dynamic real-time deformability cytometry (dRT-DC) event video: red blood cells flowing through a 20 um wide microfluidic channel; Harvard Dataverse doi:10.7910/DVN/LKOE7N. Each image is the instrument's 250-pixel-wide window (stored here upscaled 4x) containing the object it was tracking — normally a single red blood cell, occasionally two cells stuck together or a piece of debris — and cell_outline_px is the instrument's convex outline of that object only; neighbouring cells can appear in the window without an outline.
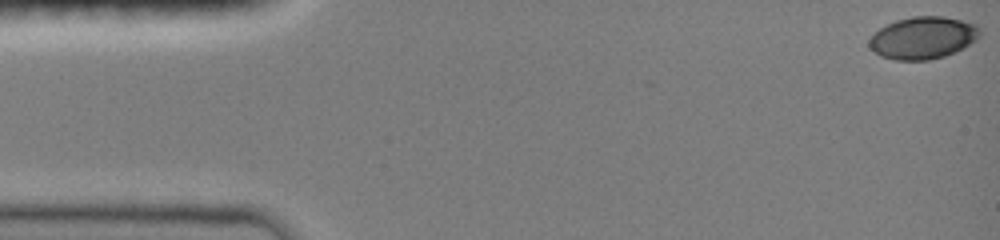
{"species": "common noctule bat (a hibernating species)", "species_latin": "Nyctalus noctula", "temperature_condition": "room temperature", "stored_images_in_passage": 20, "camera_frame_rate_fps": 3000, "um_per_image_px": 0.085, "animal": {"sex": "female", "body_mass_g": 19.0, "forearm_length_mm": 51.5}, "frame": {"image": 1, "passage_image": 1, "time_ms": 0.0, "image_size_px": [1000, 240], "cell_outline_px": [[980, 36], [976, 40], [944, 56], [928, 60], [896, 60], [880, 56], [868, 44], [868, 40], [880, 28], [896, 20], [912, 16], [944, 16], [976, 24], [980, 28]], "centroid_in_image_um": [78.45, 3.2], "position_along_channel_um": 6.6, "area_um2": 26.93}}
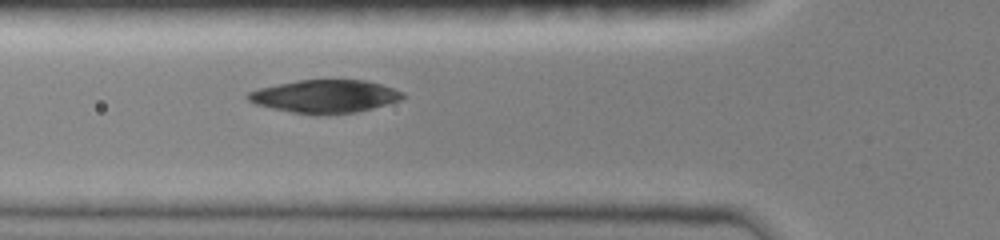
{"frame": {"image": 2, "passage_image": 12, "time_ms": 5.333, "image_size_px": [1000, 240], "cell_outline_px": [[408, 96], [404, 100], [356, 112], [316, 116], [292, 112], [272, 108], [256, 104], [248, 100], [244, 96], [248, 92], [260, 88], [296, 80], [364, 80], [380, 84], [404, 92]], "centroid_in_image_um": [27.65, 8.2], "position_along_channel_um": 98.1, "area_um2": 30.06}}
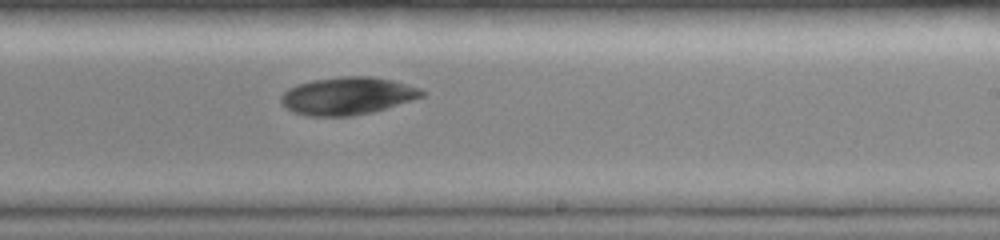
{"frame": {"image": 3, "passage_image": 20, "time_ms": 9.333, "image_size_px": [1000, 240], "cell_outline_px": [[424, 96], [412, 100], [372, 112], [352, 116], [308, 116], [292, 112], [280, 104], [280, 96], [288, 88], [296, 84], [312, 80], [340, 76], [372, 76], [392, 80], [420, 88], [424, 92]], "centroid_in_image_um": [29.48, 8.15], "position_along_channel_um": 259.5, "area_um2": 31.04}}